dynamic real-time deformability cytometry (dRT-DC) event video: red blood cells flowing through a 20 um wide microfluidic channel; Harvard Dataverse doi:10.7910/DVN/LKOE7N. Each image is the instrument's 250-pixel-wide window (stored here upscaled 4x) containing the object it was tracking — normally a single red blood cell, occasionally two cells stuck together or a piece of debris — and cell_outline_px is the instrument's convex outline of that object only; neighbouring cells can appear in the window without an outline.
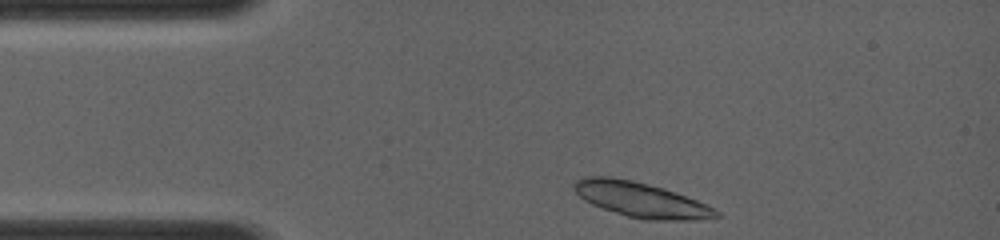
{"species": "common noctule bat (a hibernating species)", "species_latin": "Nyctalus noctula", "temperature_condition": "room temperature", "stored_images_in_passage": 2, "camera_frame_rate_fps": 4000, "um_per_image_px": 0.085, "animal": {"sex": "female", "body_mass_g": 19.0, "forearm_length_mm": 56.7}, "frame": {"image": 1, "passage_image": 1, "time_ms": 0.0, "image_size_px": [1000, 240], "cell_outline_px": [[720, 216], [700, 220], [644, 220], [628, 216], [592, 204], [584, 200], [572, 188], [576, 180], [584, 176], [608, 176], [632, 180], [664, 188], [696, 200], [720, 212]], "centroid_in_image_um": [54.46, 16.97], "position_along_channel_um": 30.5, "area_um2": 28.73}}